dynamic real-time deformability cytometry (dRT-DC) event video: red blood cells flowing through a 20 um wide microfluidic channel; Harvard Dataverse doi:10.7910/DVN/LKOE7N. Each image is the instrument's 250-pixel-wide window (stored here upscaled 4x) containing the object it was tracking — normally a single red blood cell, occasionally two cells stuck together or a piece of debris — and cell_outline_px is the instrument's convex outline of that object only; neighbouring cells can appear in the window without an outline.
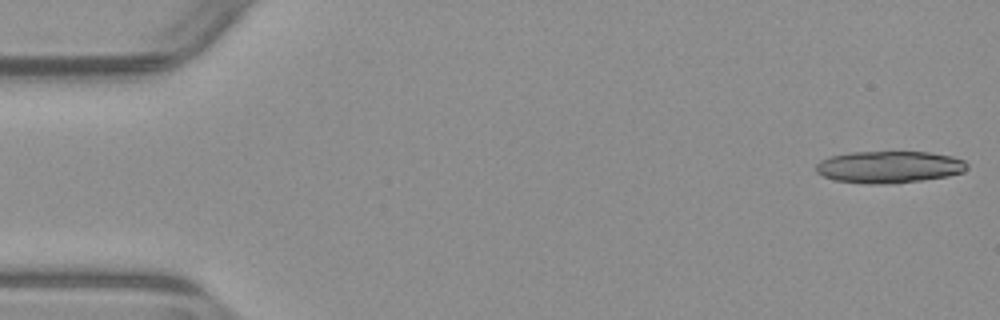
{"species": "common noctule bat (a hibernating species)", "species_latin": "Nyctalus noctula", "temperature_condition": "warm", "stored_images_in_passage": 17, "camera_frame_rate_fps": 3000, "um_per_image_px": 0.085, "animal": {"sex": "male", "body_mass_g": 23.1, "forearm_length_mm": 52.7}, "frame": {"image": 1, "passage_image": 1, "time_ms": 0.0, "image_size_px": [1000, 320], "cell_outline_px": [[968, 168], [964, 172], [948, 176], [924, 180], [896, 184], [868, 184], [832, 180], [816, 172], [816, 164], [820, 160], [828, 156], [852, 152], [928, 152], [952, 156], [964, 160], [968, 164]], "centroid_in_image_um": [75.58, 14.2], "position_along_channel_um": 9.4, "area_um2": 28.55}}